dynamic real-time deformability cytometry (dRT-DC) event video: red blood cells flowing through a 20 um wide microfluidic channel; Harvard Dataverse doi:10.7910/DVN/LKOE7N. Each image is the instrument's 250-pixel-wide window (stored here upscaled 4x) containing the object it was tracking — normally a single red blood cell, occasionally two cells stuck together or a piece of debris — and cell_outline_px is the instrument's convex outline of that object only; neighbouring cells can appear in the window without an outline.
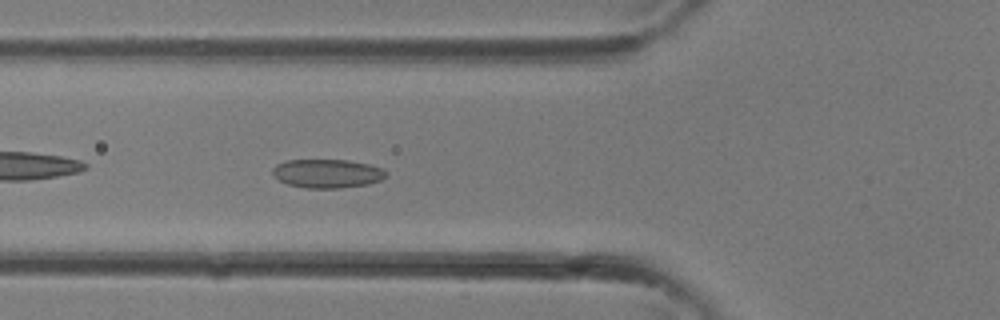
{"species": "common noctule bat (a hibernating species)", "species_latin": "Nyctalus noctula", "temperature_condition": "room temperature", "stored_images_in_passage": 34, "camera_frame_rate_fps": 3000, "um_per_image_px": 0.085, "animal": {"sex": "female"}, "frame": {"image": 1, "passage_image": 12, "time_ms": 3.667, "image_size_px": [1000, 320], "cell_outline_px": [[388, 176], [380, 180], [368, 184], [340, 188], [308, 188], [288, 184], [272, 176], [272, 168], [276, 164], [288, 160], [348, 160], [368, 164], [384, 168], [388, 172]], "centroid_in_image_um": [27.84, 14.74], "position_along_channel_um": 98.0, "area_um2": 19.13}}
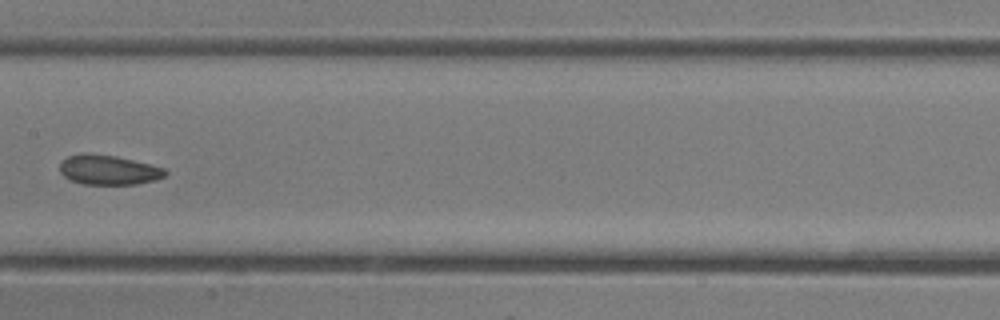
{"frame": {"image": 2, "passage_image": 17, "time_ms": 5.333, "image_size_px": [1000, 320], "cell_outline_px": [[168, 172], [164, 176], [156, 180], [136, 184], [80, 184], [64, 176], [60, 172], [60, 160], [68, 156], [84, 152], [88, 152], [116, 156], [164, 168]], "centroid_in_image_um": [9.18, 14.43], "position_along_channel_um": 198.2, "area_um2": 18.32}}
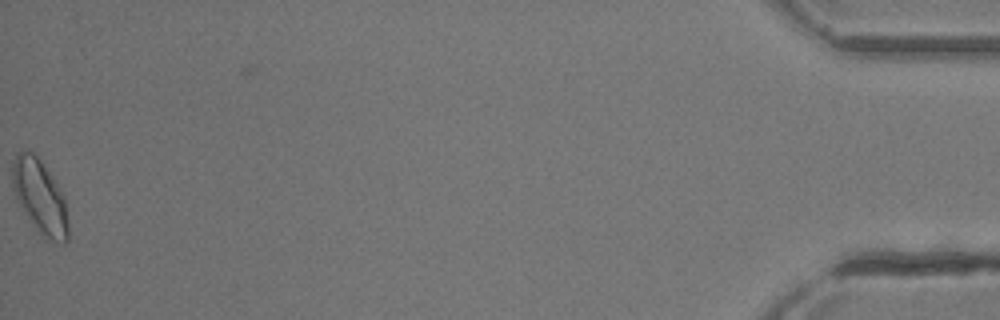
{"frame": {"image": 3, "passage_image": 34, "time_ms": 11.0, "image_size_px": [1000, 320], "cell_outline_px": [[68, 240], [64, 244], [60, 244], [44, 240], [24, 212], [16, 200], [12, 184], [12, 164], [16, 152], [28, 148], [40, 160], [52, 176], [64, 196], [68, 220]], "centroid_in_image_um": [3.39, 16.75], "position_along_channel_um": 431.8, "area_um2": 24.51}}